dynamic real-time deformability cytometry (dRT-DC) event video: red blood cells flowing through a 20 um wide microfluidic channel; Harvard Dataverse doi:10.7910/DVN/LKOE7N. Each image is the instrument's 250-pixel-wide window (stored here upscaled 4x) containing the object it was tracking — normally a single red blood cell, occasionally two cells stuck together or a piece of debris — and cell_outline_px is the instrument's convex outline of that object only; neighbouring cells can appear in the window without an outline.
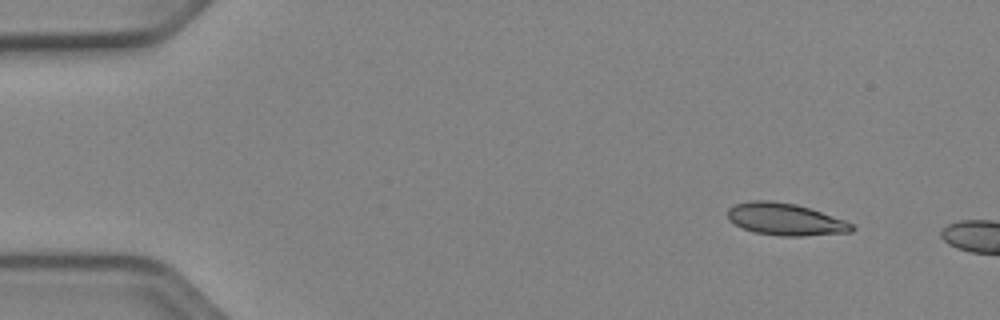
{"species": "Egyptian fruit bat (a non-hibernating species)", "species_latin": "Rousettus aegyptiacus", "temperature_condition": "cold", "stored_images_in_passage": 5, "camera_frame_rate_fps": 3000, "um_per_image_px": 0.085, "animal": {"sex": "female"}, "frame": {"image": 1, "passage_image": 1, "time_ms": 0.0, "image_size_px": [1000, 320], "cell_outline_px": [[856, 228], [852, 232], [804, 236], [780, 236], [756, 232], [744, 228], [728, 220], [728, 208], [736, 204], [752, 200], [772, 200], [796, 204], [844, 220], [852, 224]], "centroid_in_image_um": [66.76, 18.64], "position_along_channel_um": 18.2, "area_um2": 23.06}}